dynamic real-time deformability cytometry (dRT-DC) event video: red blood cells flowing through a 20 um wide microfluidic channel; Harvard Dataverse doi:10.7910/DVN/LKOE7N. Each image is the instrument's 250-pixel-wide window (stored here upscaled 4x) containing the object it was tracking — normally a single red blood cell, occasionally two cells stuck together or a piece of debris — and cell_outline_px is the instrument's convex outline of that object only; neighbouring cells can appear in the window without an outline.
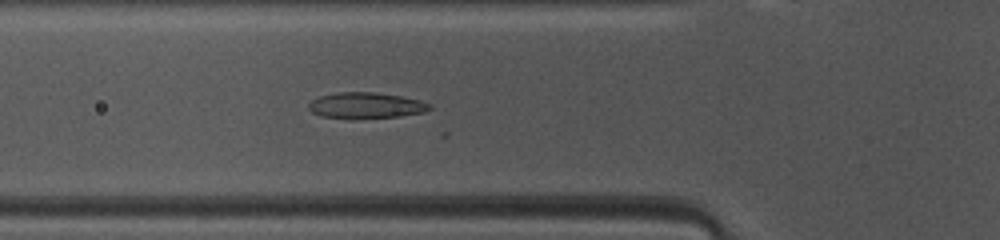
{"species": "common noctule bat (a hibernating species)", "species_latin": "Nyctalus noctula", "temperature_condition": "warm", "stored_images_in_passage": 14, "camera_frame_rate_fps": 3000, "um_per_image_px": 0.085, "animal": {"sex": "female", "body_mass_g": 10.0, "forearm_length_mm": 53.1}, "frame": {"image": 1, "passage_image": 10, "time_ms": 3.0, "image_size_px": [1000, 240], "cell_outline_px": [[432, 108], [424, 112], [400, 116], [352, 120], [348, 120], [320, 116], [312, 112], [308, 108], [308, 104], [312, 100], [320, 96], [340, 92], [372, 92], [400, 96], [420, 100], [432, 104]], "centroid_in_image_um": [31.09, 8.99], "position_along_channel_um": 94.7, "area_um2": 18.67}}